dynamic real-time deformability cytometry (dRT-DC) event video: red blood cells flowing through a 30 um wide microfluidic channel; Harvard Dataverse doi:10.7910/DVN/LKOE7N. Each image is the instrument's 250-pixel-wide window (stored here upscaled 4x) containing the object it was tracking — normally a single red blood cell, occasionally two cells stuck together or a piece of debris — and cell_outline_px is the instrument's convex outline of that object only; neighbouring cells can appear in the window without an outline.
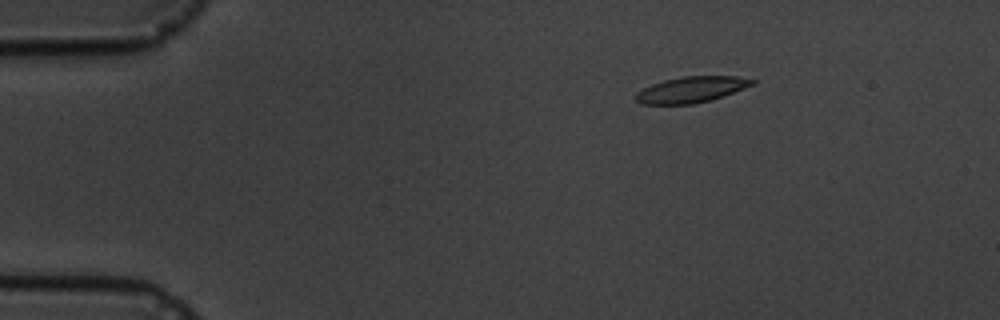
{"species": "common noctule bat (a hibernating species)", "species_latin": "Nyctalus noctula", "temperature_condition": "cold", "stored_images_in_passage": 5, "camera_frame_rate_fps": 3000, "um_per_image_px": 0.085, "animal": {"sex": "male", "body_mass_g": 19.5, "forearm_length_mm": 54.6}, "frame": {"image": 1, "passage_image": 3, "time_ms": 3.0, "image_size_px": [1000, 320], "cell_outline_px": [[756, 84], [724, 96], [692, 104], [640, 104], [636, 100], [636, 92], [652, 84], [664, 80], [684, 76], [736, 76], [756, 80]], "centroid_in_image_um": [58.79, 7.61], "position_along_channel_um": 26.2, "area_um2": 17.57}}